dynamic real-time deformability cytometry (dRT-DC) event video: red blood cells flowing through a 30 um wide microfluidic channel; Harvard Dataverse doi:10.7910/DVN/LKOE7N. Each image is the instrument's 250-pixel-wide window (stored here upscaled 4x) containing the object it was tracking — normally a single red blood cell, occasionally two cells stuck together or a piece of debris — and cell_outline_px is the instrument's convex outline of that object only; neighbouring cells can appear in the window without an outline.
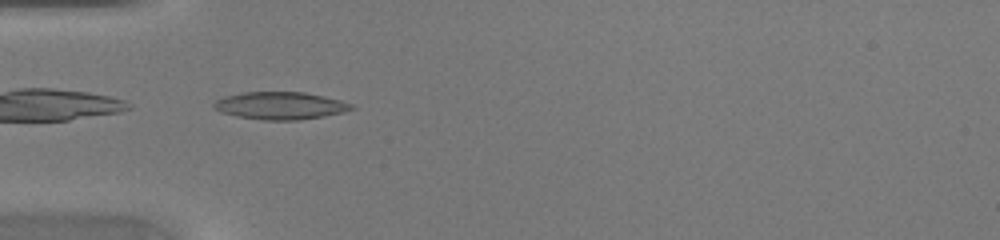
{"species": "common noctule bat (a hibernating species)", "species_latin": "Nyctalus noctula", "temperature_condition": "warm", "stored_images_in_passage": 19, "camera_frame_rate_fps": 3000, "um_per_image_px": 0.085, "animal": {"sex": "female", "body_mass_g": 20.0, "forearm_length_mm": 54.0}, "frame": {"image": 1, "passage_image": 1, "time_ms": 0.0, "image_size_px": [1000, 240], "cell_outline_px": [[356, 108], [344, 112], [324, 116], [296, 120], [264, 120], [236, 116], [220, 112], [212, 108], [212, 104], [216, 100], [224, 96], [244, 92], [304, 92], [324, 96], [340, 100], [352, 104]], "centroid_in_image_um": [23.8, 8.98], "position_along_channel_um": 61.2, "area_um2": 22.14}}
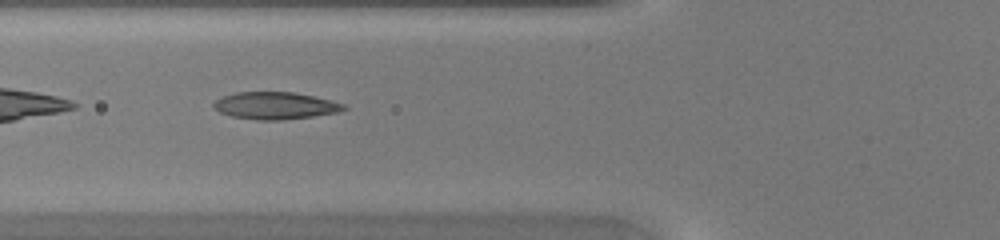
{"frame": {"image": 2, "passage_image": 4, "time_ms": 1.0, "image_size_px": [1000, 240], "cell_outline_px": [[348, 108], [340, 112], [312, 116], [280, 120], [256, 120], [232, 116], [220, 112], [212, 104], [216, 100], [224, 96], [236, 92], [292, 92], [332, 100], [344, 104]], "centroid_in_image_um": [23.42, 8.98], "position_along_channel_um": 102.4, "area_um2": 20.46}}